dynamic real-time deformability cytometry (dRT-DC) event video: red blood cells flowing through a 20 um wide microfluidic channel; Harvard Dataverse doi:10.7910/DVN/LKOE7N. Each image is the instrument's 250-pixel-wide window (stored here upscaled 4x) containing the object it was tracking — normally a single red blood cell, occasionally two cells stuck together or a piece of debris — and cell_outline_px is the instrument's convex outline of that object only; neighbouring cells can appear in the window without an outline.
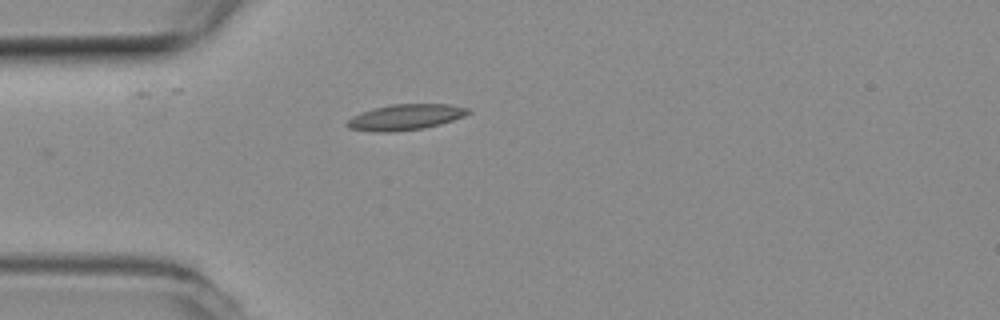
{"species": "common noctule bat (a hibernating species)", "species_latin": "Nyctalus noctula", "temperature_condition": "room temperature", "stored_images_in_passage": 32, "camera_frame_rate_fps": 3000, "um_per_image_px": 0.085, "animal": {"sex": "female", "body_mass_g": 19.3, "forearm_length_mm": 54.1}, "frame": {"image": 1, "passage_image": 1, "time_ms": 0.0, "image_size_px": [1000, 320], "cell_outline_px": [[472, 112], [464, 116], [440, 124], [424, 128], [392, 132], [376, 132], [348, 128], [344, 124], [352, 116], [360, 112], [372, 108], [392, 104], [448, 104], [468, 108]], "centroid_in_image_um": [34.42, 9.95], "position_along_channel_um": 50.6, "area_um2": 18.26}}
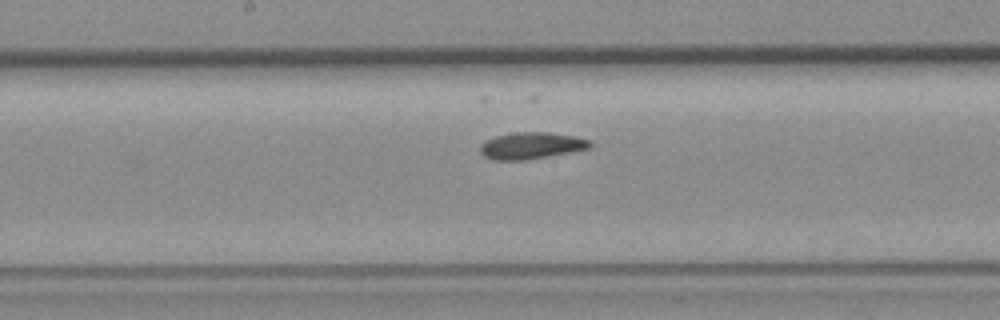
{"frame": {"image": 2, "passage_image": 14, "time_ms": 4.333, "image_size_px": [1000, 320], "cell_outline_px": [[592, 148], [572, 152], [524, 160], [492, 160], [484, 156], [480, 152], [480, 144], [484, 140], [496, 136], [512, 132], [548, 132], [576, 136], [592, 140]], "centroid_in_image_um": [45.18, 12.37], "position_along_channel_um": 203.0, "area_um2": 17.4}}
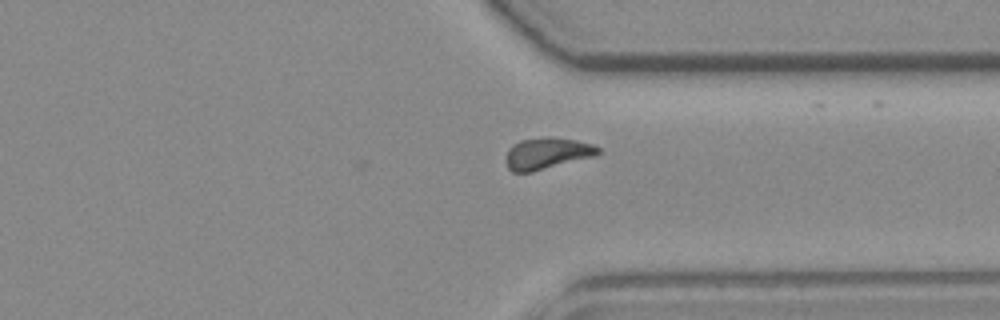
{"frame": {"image": 3, "passage_image": 27, "time_ms": 8.667, "image_size_px": [1000, 320], "cell_outline_px": [[600, 152], [596, 156], [532, 172], [512, 172], [508, 168], [504, 160], [508, 148], [512, 144], [520, 140], [548, 136], [576, 140], [592, 144], [600, 148]], "centroid_in_image_um": [46.47, 13.04], "position_along_channel_um": 364.9, "area_um2": 17.22}, "authors_computed_cell_mechanics": {"area_um2": 16.7042, "velocity_mm_per_s": 3.7473, "shape_relaxation_time_tau1_ms": 7.8299, "shape_relaxation_time_tau2_ms": 6.888, "deformation_change_tau1": 0.1453, "deformation_change_tau2": 0.1058}}